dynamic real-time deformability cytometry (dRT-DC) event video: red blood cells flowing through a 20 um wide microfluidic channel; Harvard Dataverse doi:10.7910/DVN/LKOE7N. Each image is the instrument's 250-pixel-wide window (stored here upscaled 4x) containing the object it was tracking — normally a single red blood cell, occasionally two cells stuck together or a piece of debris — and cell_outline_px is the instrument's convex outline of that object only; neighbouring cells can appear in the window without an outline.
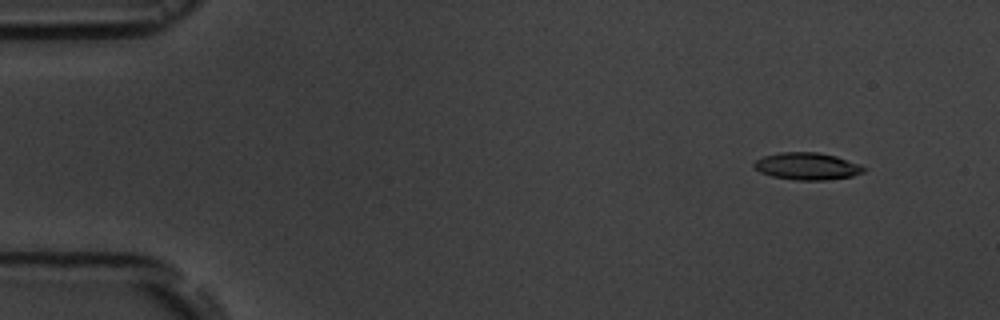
{"species": "common noctule bat (a hibernating species)", "species_latin": "Nyctalus noctula", "temperature_condition": "room temperature", "stored_images_in_passage": 17, "camera_frame_rate_fps": 3000, "um_per_image_px": 0.085, "animal": {"sex": "male", "body_mass_g": 19.5, "forearm_length_mm": 54.6}, "frame": {"image": 1, "passage_image": 2, "time_ms": 1.333, "image_size_px": [1000, 320], "cell_outline_px": [[868, 168], [864, 172], [852, 176], [824, 180], [796, 180], [772, 176], [760, 172], [752, 164], [756, 160], [764, 156], [780, 152], [820, 152], [836, 156], [860, 164]], "centroid_in_image_um": [68.63, 14.12], "position_along_channel_um": 16.4, "area_um2": 17.4}}
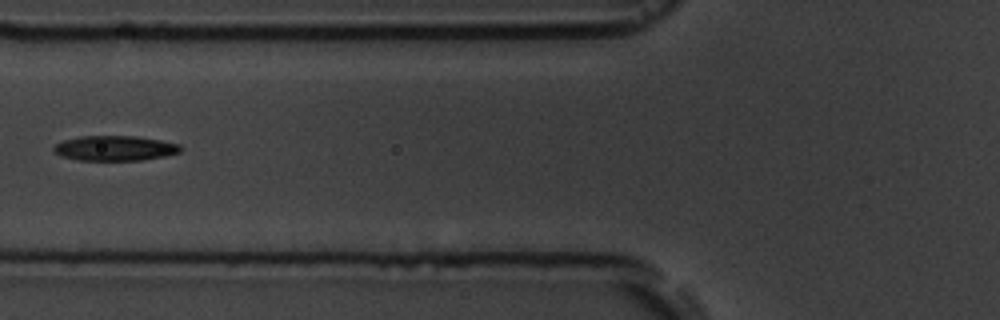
{"frame": {"image": 2, "passage_image": 7, "time_ms": 7.0, "image_size_px": [1000, 320], "cell_outline_px": [[184, 148], [180, 152], [164, 156], [140, 160], [80, 160], [60, 156], [52, 148], [56, 144], [64, 140], [80, 136], [136, 136], [160, 140], [180, 144]], "centroid_in_image_um": [9.79, 12.59], "position_along_channel_um": 116.0, "area_um2": 18.44}}
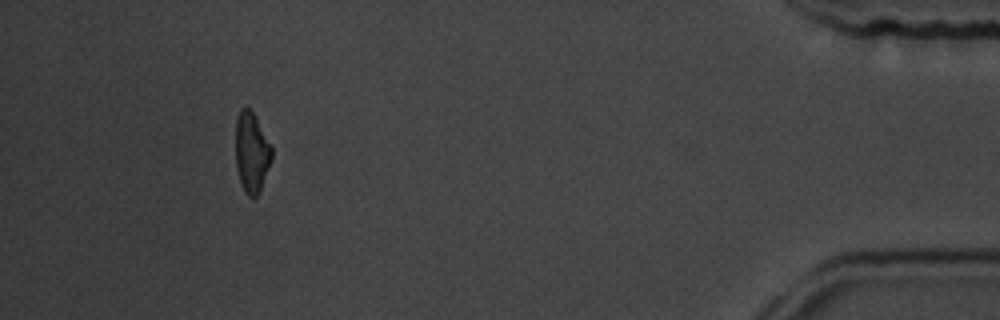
{"frame": {"image": 3, "passage_image": 16, "time_ms": 17.0, "image_size_px": [1000, 320], "cell_outline_px": [[272, 156], [268, 168], [260, 188], [256, 196], [248, 196], [244, 192], [236, 168], [236, 116], [240, 108], [248, 108], [252, 112], [272, 148]], "centroid_in_image_um": [21.36, 12.94], "position_along_channel_um": 413.8, "area_um2": 16.42}, "authors_computed_cell_mechanics": {"area_um2": 18.207, "velocity_mm_per_s": 3.6274, "shape_relaxation_time_tau1_ms": 2.6756, "shape_relaxation_time_tau2_ms": 3.8521, "deformation_change_tau1": 0.1171, "deformation_change_tau2": 0.1235}}